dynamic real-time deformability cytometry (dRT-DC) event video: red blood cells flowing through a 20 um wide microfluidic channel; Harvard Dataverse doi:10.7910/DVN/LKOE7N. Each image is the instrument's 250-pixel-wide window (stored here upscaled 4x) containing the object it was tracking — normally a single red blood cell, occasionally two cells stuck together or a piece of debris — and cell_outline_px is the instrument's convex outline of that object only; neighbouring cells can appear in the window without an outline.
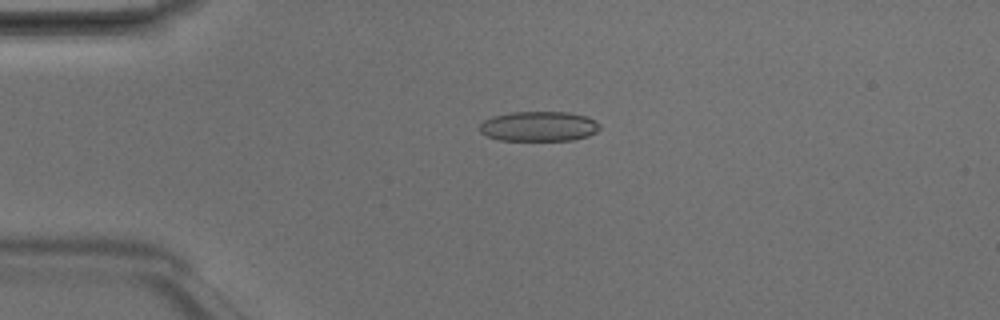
{"species": "Egyptian fruit bat (a non-hibernating species)", "species_latin": "Rousettus aegyptiacus", "temperature_condition": "room temperature", "stored_images_in_passage": 3, "camera_frame_rate_fps": 3000, "um_per_image_px": 0.085, "animal": {"sex": "male"}, "frame": {"image": 1, "passage_image": 1, "time_ms": 0.0, "image_size_px": [1000, 320], "cell_outline_px": [[600, 128], [596, 132], [588, 136], [572, 140], [500, 140], [488, 136], [480, 132], [480, 124], [484, 120], [492, 116], [512, 112], [568, 112], [588, 116], [600, 124]], "centroid_in_image_um": [45.82, 10.73], "position_along_channel_um": 39.2, "area_um2": 20.98}}